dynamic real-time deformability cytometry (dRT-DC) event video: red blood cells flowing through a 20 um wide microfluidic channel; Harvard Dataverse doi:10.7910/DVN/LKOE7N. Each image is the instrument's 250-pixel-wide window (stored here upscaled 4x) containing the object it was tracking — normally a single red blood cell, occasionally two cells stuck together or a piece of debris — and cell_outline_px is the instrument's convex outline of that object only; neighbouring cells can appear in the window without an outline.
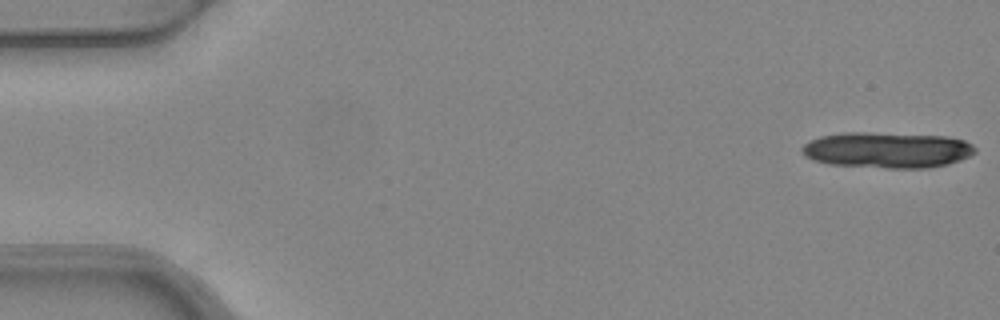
{"species": "common noctule bat (a hibernating species)", "species_latin": "Nyctalus noctula", "temperature_condition": "warm", "stored_images_in_passage": 4, "camera_frame_rate_fps": 3000, "um_per_image_px": 0.085, "animal": {"sex": "female", "body_mass_g": 24.6, "forearm_length_mm": 56.2}, "frame": {"image": 1, "passage_image": 1, "time_ms": 0.0, "image_size_px": [1000, 320], "cell_outline_px": [[976, 152], [960, 160], [948, 164], [928, 168], [884, 168], [828, 164], [812, 160], [804, 156], [800, 152], [800, 148], [804, 144], [820, 136], [844, 132], [868, 132], [944, 136], [964, 140], [972, 144], [976, 148]], "centroid_in_image_um": [75.37, 12.75], "position_along_channel_um": 9.6, "area_um2": 36.47}}